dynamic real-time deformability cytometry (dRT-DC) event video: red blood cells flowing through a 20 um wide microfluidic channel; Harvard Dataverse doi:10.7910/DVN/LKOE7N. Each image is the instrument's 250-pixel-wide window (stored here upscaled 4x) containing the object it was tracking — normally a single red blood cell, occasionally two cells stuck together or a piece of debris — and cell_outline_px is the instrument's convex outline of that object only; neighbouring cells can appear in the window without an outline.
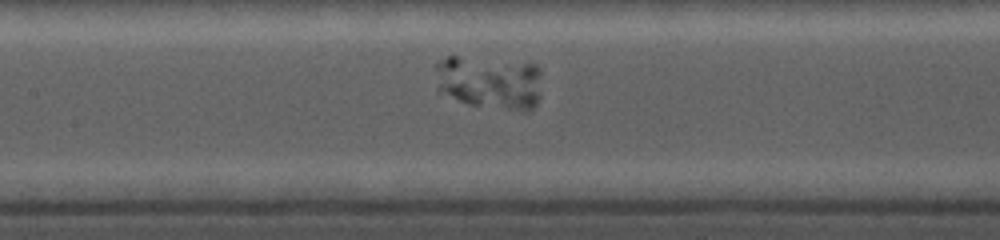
{"species": "common noctule bat (a hibernating species)", "species_latin": "Nyctalus noctula", "temperature_condition": "cold", "stored_images_in_passage": 27, "camera_frame_rate_fps": 5000, "um_per_image_px": 0.085, "animal": {"sex": "female", "body_mass_g": 19.0, "forearm_length_mm": 56.7}, "frame": {"image": 1, "passage_image": 10, "time_ms": 4.0, "image_size_px": [1000, 240], "cell_outline_px": [[540, 96], [536, 104], [532, 108], [524, 112], [520, 112], [468, 104], [436, 92], [436, 60], [448, 56], [456, 56], [536, 64], [540, 68]], "centroid_in_image_um": [41.59, 7.02], "position_along_channel_um": 165.8, "area_um2": 33.93}}
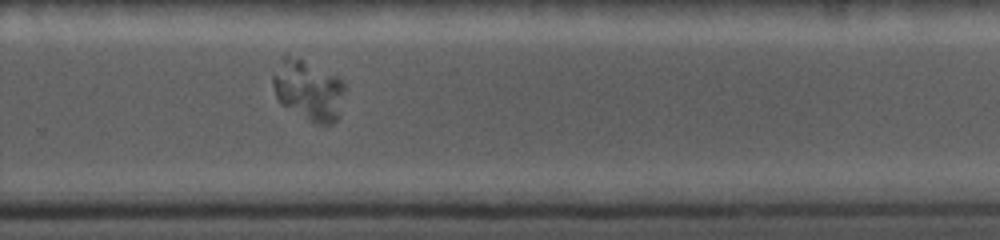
{"frame": {"image": 2, "passage_image": 19, "time_ms": 7.8, "image_size_px": [1000, 240], "cell_outline_px": [[344, 92], [336, 120], [332, 124], [312, 124], [280, 104], [276, 96], [272, 84], [272, 76], [280, 60], [288, 52], [344, 80]], "centroid_in_image_um": [26.17, 7.66], "position_along_channel_um": 303.6, "area_um2": 25.55}}
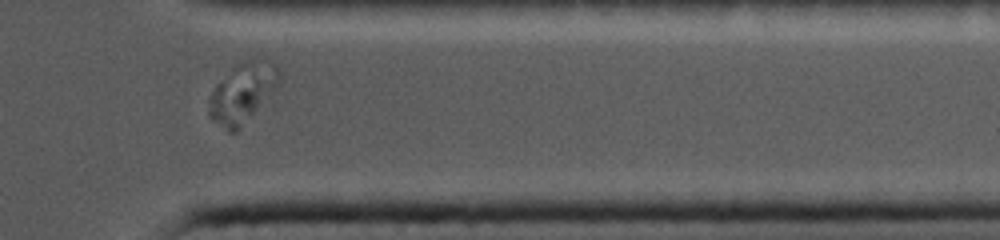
{"frame": {"image": 3, "passage_image": 25, "time_ms": 10.2, "image_size_px": [1000, 240], "cell_outline_px": [[280, 80], [236, 132], [228, 132], [208, 116], [208, 100], [216, 84], [248, 56], [264, 56], [272, 60], [280, 68]], "centroid_in_image_um": [20.61, 7.8], "position_along_channel_um": 390.8, "area_um2": 24.22}}